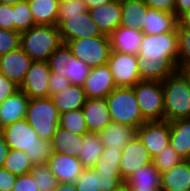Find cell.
<instances>
[{
  "label": "cell",
  "instance_id": "6da1fadb",
  "mask_svg": "<svg viewBox=\"0 0 190 191\" xmlns=\"http://www.w3.org/2000/svg\"><path fill=\"white\" fill-rule=\"evenodd\" d=\"M1 133L9 149L24 151L33 165L48 163L54 153L52 142L39 138L26 118L5 126Z\"/></svg>",
  "mask_w": 190,
  "mask_h": 191
},
{
  "label": "cell",
  "instance_id": "7a4b0ae2",
  "mask_svg": "<svg viewBox=\"0 0 190 191\" xmlns=\"http://www.w3.org/2000/svg\"><path fill=\"white\" fill-rule=\"evenodd\" d=\"M164 94V120L190 118V77L176 70L162 81Z\"/></svg>",
  "mask_w": 190,
  "mask_h": 191
},
{
  "label": "cell",
  "instance_id": "3957f363",
  "mask_svg": "<svg viewBox=\"0 0 190 191\" xmlns=\"http://www.w3.org/2000/svg\"><path fill=\"white\" fill-rule=\"evenodd\" d=\"M20 35V47L33 61H48L49 56L63 43L58 26L35 25Z\"/></svg>",
  "mask_w": 190,
  "mask_h": 191
},
{
  "label": "cell",
  "instance_id": "277c9868",
  "mask_svg": "<svg viewBox=\"0 0 190 191\" xmlns=\"http://www.w3.org/2000/svg\"><path fill=\"white\" fill-rule=\"evenodd\" d=\"M111 121L139 128L146 120L143 118L133 87H116L105 98Z\"/></svg>",
  "mask_w": 190,
  "mask_h": 191
},
{
  "label": "cell",
  "instance_id": "5b68a950",
  "mask_svg": "<svg viewBox=\"0 0 190 191\" xmlns=\"http://www.w3.org/2000/svg\"><path fill=\"white\" fill-rule=\"evenodd\" d=\"M59 116L52 99L47 97L30 99L25 118L39 138L51 141L59 126Z\"/></svg>",
  "mask_w": 190,
  "mask_h": 191
},
{
  "label": "cell",
  "instance_id": "8992f818",
  "mask_svg": "<svg viewBox=\"0 0 190 191\" xmlns=\"http://www.w3.org/2000/svg\"><path fill=\"white\" fill-rule=\"evenodd\" d=\"M137 57H144L153 64L175 63L178 60L177 31L158 35L144 34Z\"/></svg>",
  "mask_w": 190,
  "mask_h": 191
},
{
  "label": "cell",
  "instance_id": "52a82bcc",
  "mask_svg": "<svg viewBox=\"0 0 190 191\" xmlns=\"http://www.w3.org/2000/svg\"><path fill=\"white\" fill-rule=\"evenodd\" d=\"M51 72L67 78L72 85L83 87L91 68L77 59L67 44L62 43L48 58Z\"/></svg>",
  "mask_w": 190,
  "mask_h": 191
},
{
  "label": "cell",
  "instance_id": "ba28073f",
  "mask_svg": "<svg viewBox=\"0 0 190 191\" xmlns=\"http://www.w3.org/2000/svg\"><path fill=\"white\" fill-rule=\"evenodd\" d=\"M133 89L143 118L146 121L164 120L162 82L141 80Z\"/></svg>",
  "mask_w": 190,
  "mask_h": 191
},
{
  "label": "cell",
  "instance_id": "9c48e42d",
  "mask_svg": "<svg viewBox=\"0 0 190 191\" xmlns=\"http://www.w3.org/2000/svg\"><path fill=\"white\" fill-rule=\"evenodd\" d=\"M66 44L72 54L90 68L107 64L111 52L110 39L107 35L74 39Z\"/></svg>",
  "mask_w": 190,
  "mask_h": 191
},
{
  "label": "cell",
  "instance_id": "30bf717a",
  "mask_svg": "<svg viewBox=\"0 0 190 191\" xmlns=\"http://www.w3.org/2000/svg\"><path fill=\"white\" fill-rule=\"evenodd\" d=\"M116 87H133L140 79L137 55L111 51L107 62Z\"/></svg>",
  "mask_w": 190,
  "mask_h": 191
},
{
  "label": "cell",
  "instance_id": "8fae6325",
  "mask_svg": "<svg viewBox=\"0 0 190 191\" xmlns=\"http://www.w3.org/2000/svg\"><path fill=\"white\" fill-rule=\"evenodd\" d=\"M136 136L153 158L169 144L170 124L167 120L146 121L137 128Z\"/></svg>",
  "mask_w": 190,
  "mask_h": 191
},
{
  "label": "cell",
  "instance_id": "7c38bea8",
  "mask_svg": "<svg viewBox=\"0 0 190 191\" xmlns=\"http://www.w3.org/2000/svg\"><path fill=\"white\" fill-rule=\"evenodd\" d=\"M58 30L61 40L65 44L74 39L92 38L103 35L88 11L80 14V16H67V20H63L58 25Z\"/></svg>",
  "mask_w": 190,
  "mask_h": 191
},
{
  "label": "cell",
  "instance_id": "4fadbf2b",
  "mask_svg": "<svg viewBox=\"0 0 190 191\" xmlns=\"http://www.w3.org/2000/svg\"><path fill=\"white\" fill-rule=\"evenodd\" d=\"M50 74L51 70L47 61H33L19 89L30 99L47 98Z\"/></svg>",
  "mask_w": 190,
  "mask_h": 191
},
{
  "label": "cell",
  "instance_id": "5bb4252c",
  "mask_svg": "<svg viewBox=\"0 0 190 191\" xmlns=\"http://www.w3.org/2000/svg\"><path fill=\"white\" fill-rule=\"evenodd\" d=\"M152 163V157L142 142L135 136L122 148L120 173L125 182L138 168Z\"/></svg>",
  "mask_w": 190,
  "mask_h": 191
},
{
  "label": "cell",
  "instance_id": "9a60e30c",
  "mask_svg": "<svg viewBox=\"0 0 190 191\" xmlns=\"http://www.w3.org/2000/svg\"><path fill=\"white\" fill-rule=\"evenodd\" d=\"M33 60L21 47L0 55V73L21 86Z\"/></svg>",
  "mask_w": 190,
  "mask_h": 191
},
{
  "label": "cell",
  "instance_id": "2e32d148",
  "mask_svg": "<svg viewBox=\"0 0 190 191\" xmlns=\"http://www.w3.org/2000/svg\"><path fill=\"white\" fill-rule=\"evenodd\" d=\"M122 183L118 174H106L93 168H85L74 182L77 191H112Z\"/></svg>",
  "mask_w": 190,
  "mask_h": 191
},
{
  "label": "cell",
  "instance_id": "e0dca14e",
  "mask_svg": "<svg viewBox=\"0 0 190 191\" xmlns=\"http://www.w3.org/2000/svg\"><path fill=\"white\" fill-rule=\"evenodd\" d=\"M116 88L107 64L91 68L83 85L87 98H106Z\"/></svg>",
  "mask_w": 190,
  "mask_h": 191
},
{
  "label": "cell",
  "instance_id": "ac0fdd59",
  "mask_svg": "<svg viewBox=\"0 0 190 191\" xmlns=\"http://www.w3.org/2000/svg\"><path fill=\"white\" fill-rule=\"evenodd\" d=\"M58 183H74L85 169L82 162L70 155L54 152L47 163Z\"/></svg>",
  "mask_w": 190,
  "mask_h": 191
},
{
  "label": "cell",
  "instance_id": "d6986e66",
  "mask_svg": "<svg viewBox=\"0 0 190 191\" xmlns=\"http://www.w3.org/2000/svg\"><path fill=\"white\" fill-rule=\"evenodd\" d=\"M88 12L103 35L109 36L120 26L122 16L120 0H112Z\"/></svg>",
  "mask_w": 190,
  "mask_h": 191
},
{
  "label": "cell",
  "instance_id": "ffe728a7",
  "mask_svg": "<svg viewBox=\"0 0 190 191\" xmlns=\"http://www.w3.org/2000/svg\"><path fill=\"white\" fill-rule=\"evenodd\" d=\"M82 111L89 132L99 133L112 122L105 98H87Z\"/></svg>",
  "mask_w": 190,
  "mask_h": 191
},
{
  "label": "cell",
  "instance_id": "44dd1931",
  "mask_svg": "<svg viewBox=\"0 0 190 191\" xmlns=\"http://www.w3.org/2000/svg\"><path fill=\"white\" fill-rule=\"evenodd\" d=\"M143 35L141 30L118 26L109 35L111 51L138 55Z\"/></svg>",
  "mask_w": 190,
  "mask_h": 191
},
{
  "label": "cell",
  "instance_id": "7402d4cb",
  "mask_svg": "<svg viewBox=\"0 0 190 191\" xmlns=\"http://www.w3.org/2000/svg\"><path fill=\"white\" fill-rule=\"evenodd\" d=\"M30 98L18 90L0 104V129L26 117Z\"/></svg>",
  "mask_w": 190,
  "mask_h": 191
},
{
  "label": "cell",
  "instance_id": "603a6c76",
  "mask_svg": "<svg viewBox=\"0 0 190 191\" xmlns=\"http://www.w3.org/2000/svg\"><path fill=\"white\" fill-rule=\"evenodd\" d=\"M178 17L175 13L148 8L144 19V34L158 35L177 31Z\"/></svg>",
  "mask_w": 190,
  "mask_h": 191
},
{
  "label": "cell",
  "instance_id": "cb8c5ba5",
  "mask_svg": "<svg viewBox=\"0 0 190 191\" xmlns=\"http://www.w3.org/2000/svg\"><path fill=\"white\" fill-rule=\"evenodd\" d=\"M162 191H190V160H182L161 173Z\"/></svg>",
  "mask_w": 190,
  "mask_h": 191
},
{
  "label": "cell",
  "instance_id": "d4e9b609",
  "mask_svg": "<svg viewBox=\"0 0 190 191\" xmlns=\"http://www.w3.org/2000/svg\"><path fill=\"white\" fill-rule=\"evenodd\" d=\"M136 130L129 125L111 122L99 132V137L104 147L122 150L136 136Z\"/></svg>",
  "mask_w": 190,
  "mask_h": 191
},
{
  "label": "cell",
  "instance_id": "484cf974",
  "mask_svg": "<svg viewBox=\"0 0 190 191\" xmlns=\"http://www.w3.org/2000/svg\"><path fill=\"white\" fill-rule=\"evenodd\" d=\"M169 144L183 160H190V118L170 121Z\"/></svg>",
  "mask_w": 190,
  "mask_h": 191
},
{
  "label": "cell",
  "instance_id": "4316f807",
  "mask_svg": "<svg viewBox=\"0 0 190 191\" xmlns=\"http://www.w3.org/2000/svg\"><path fill=\"white\" fill-rule=\"evenodd\" d=\"M121 2V27L142 30L146 11L149 8L143 0H120Z\"/></svg>",
  "mask_w": 190,
  "mask_h": 191
},
{
  "label": "cell",
  "instance_id": "83f0119b",
  "mask_svg": "<svg viewBox=\"0 0 190 191\" xmlns=\"http://www.w3.org/2000/svg\"><path fill=\"white\" fill-rule=\"evenodd\" d=\"M50 98L59 114L82 108L87 100L83 87L76 85H71Z\"/></svg>",
  "mask_w": 190,
  "mask_h": 191
},
{
  "label": "cell",
  "instance_id": "f1b7e54d",
  "mask_svg": "<svg viewBox=\"0 0 190 191\" xmlns=\"http://www.w3.org/2000/svg\"><path fill=\"white\" fill-rule=\"evenodd\" d=\"M82 140L83 135H76L58 126L51 142L54 152L78 158Z\"/></svg>",
  "mask_w": 190,
  "mask_h": 191
},
{
  "label": "cell",
  "instance_id": "f546056e",
  "mask_svg": "<svg viewBox=\"0 0 190 191\" xmlns=\"http://www.w3.org/2000/svg\"><path fill=\"white\" fill-rule=\"evenodd\" d=\"M36 25L57 26L59 0H28Z\"/></svg>",
  "mask_w": 190,
  "mask_h": 191
},
{
  "label": "cell",
  "instance_id": "4dcf8cb0",
  "mask_svg": "<svg viewBox=\"0 0 190 191\" xmlns=\"http://www.w3.org/2000/svg\"><path fill=\"white\" fill-rule=\"evenodd\" d=\"M103 150L104 145L100 140L99 133L88 132L83 135L78 159L84 168H93Z\"/></svg>",
  "mask_w": 190,
  "mask_h": 191
},
{
  "label": "cell",
  "instance_id": "1f68e13d",
  "mask_svg": "<svg viewBox=\"0 0 190 191\" xmlns=\"http://www.w3.org/2000/svg\"><path fill=\"white\" fill-rule=\"evenodd\" d=\"M138 70L141 80L147 81H164L174 71L178 70L175 63H158L148 62L144 57H137Z\"/></svg>",
  "mask_w": 190,
  "mask_h": 191
},
{
  "label": "cell",
  "instance_id": "d6a6232c",
  "mask_svg": "<svg viewBox=\"0 0 190 191\" xmlns=\"http://www.w3.org/2000/svg\"><path fill=\"white\" fill-rule=\"evenodd\" d=\"M161 173L152 163L138 168L125 183L128 188H161Z\"/></svg>",
  "mask_w": 190,
  "mask_h": 191
},
{
  "label": "cell",
  "instance_id": "836d02e7",
  "mask_svg": "<svg viewBox=\"0 0 190 191\" xmlns=\"http://www.w3.org/2000/svg\"><path fill=\"white\" fill-rule=\"evenodd\" d=\"M122 155L121 149H112L104 147L101 156L97 159L93 169L106 174H118L120 173V158Z\"/></svg>",
  "mask_w": 190,
  "mask_h": 191
},
{
  "label": "cell",
  "instance_id": "e575fe53",
  "mask_svg": "<svg viewBox=\"0 0 190 191\" xmlns=\"http://www.w3.org/2000/svg\"><path fill=\"white\" fill-rule=\"evenodd\" d=\"M59 127L72 131L76 135H84L89 132L82 108L61 113Z\"/></svg>",
  "mask_w": 190,
  "mask_h": 191
},
{
  "label": "cell",
  "instance_id": "d590c367",
  "mask_svg": "<svg viewBox=\"0 0 190 191\" xmlns=\"http://www.w3.org/2000/svg\"><path fill=\"white\" fill-rule=\"evenodd\" d=\"M3 168L15 176H20L29 173L33 168V163L24 151L9 149Z\"/></svg>",
  "mask_w": 190,
  "mask_h": 191
},
{
  "label": "cell",
  "instance_id": "8d00e7d4",
  "mask_svg": "<svg viewBox=\"0 0 190 191\" xmlns=\"http://www.w3.org/2000/svg\"><path fill=\"white\" fill-rule=\"evenodd\" d=\"M14 31L22 33L35 26L34 17L30 10L28 0L13 5Z\"/></svg>",
  "mask_w": 190,
  "mask_h": 191
},
{
  "label": "cell",
  "instance_id": "74e56055",
  "mask_svg": "<svg viewBox=\"0 0 190 191\" xmlns=\"http://www.w3.org/2000/svg\"><path fill=\"white\" fill-rule=\"evenodd\" d=\"M30 173L35 179L40 191H53L58 185L57 178L47 163L34 164Z\"/></svg>",
  "mask_w": 190,
  "mask_h": 191
},
{
  "label": "cell",
  "instance_id": "f35d334b",
  "mask_svg": "<svg viewBox=\"0 0 190 191\" xmlns=\"http://www.w3.org/2000/svg\"><path fill=\"white\" fill-rule=\"evenodd\" d=\"M178 60L177 68L185 71L190 68V30L177 26Z\"/></svg>",
  "mask_w": 190,
  "mask_h": 191
},
{
  "label": "cell",
  "instance_id": "ab89813d",
  "mask_svg": "<svg viewBox=\"0 0 190 191\" xmlns=\"http://www.w3.org/2000/svg\"><path fill=\"white\" fill-rule=\"evenodd\" d=\"M182 160V157L178 155L176 150L168 144L159 154L152 158V164L160 173H163Z\"/></svg>",
  "mask_w": 190,
  "mask_h": 191
},
{
  "label": "cell",
  "instance_id": "60d3db41",
  "mask_svg": "<svg viewBox=\"0 0 190 191\" xmlns=\"http://www.w3.org/2000/svg\"><path fill=\"white\" fill-rule=\"evenodd\" d=\"M88 11L87 4L84 0H62L59 1L57 13V26L67 20V16H80Z\"/></svg>",
  "mask_w": 190,
  "mask_h": 191
},
{
  "label": "cell",
  "instance_id": "b9f144b4",
  "mask_svg": "<svg viewBox=\"0 0 190 191\" xmlns=\"http://www.w3.org/2000/svg\"><path fill=\"white\" fill-rule=\"evenodd\" d=\"M21 35L17 31L0 29V55L20 47Z\"/></svg>",
  "mask_w": 190,
  "mask_h": 191
},
{
  "label": "cell",
  "instance_id": "7bdbcfd3",
  "mask_svg": "<svg viewBox=\"0 0 190 191\" xmlns=\"http://www.w3.org/2000/svg\"><path fill=\"white\" fill-rule=\"evenodd\" d=\"M0 29L14 31L12 5L0 3Z\"/></svg>",
  "mask_w": 190,
  "mask_h": 191
},
{
  "label": "cell",
  "instance_id": "ee69618b",
  "mask_svg": "<svg viewBox=\"0 0 190 191\" xmlns=\"http://www.w3.org/2000/svg\"><path fill=\"white\" fill-rule=\"evenodd\" d=\"M12 191H40L32 174L26 173L17 176Z\"/></svg>",
  "mask_w": 190,
  "mask_h": 191
},
{
  "label": "cell",
  "instance_id": "f6af8a7d",
  "mask_svg": "<svg viewBox=\"0 0 190 191\" xmlns=\"http://www.w3.org/2000/svg\"><path fill=\"white\" fill-rule=\"evenodd\" d=\"M71 82L57 73L51 72L49 76V97L71 86Z\"/></svg>",
  "mask_w": 190,
  "mask_h": 191
},
{
  "label": "cell",
  "instance_id": "bcb514c9",
  "mask_svg": "<svg viewBox=\"0 0 190 191\" xmlns=\"http://www.w3.org/2000/svg\"><path fill=\"white\" fill-rule=\"evenodd\" d=\"M18 90L19 86L0 73V104Z\"/></svg>",
  "mask_w": 190,
  "mask_h": 191
},
{
  "label": "cell",
  "instance_id": "7dc6e473",
  "mask_svg": "<svg viewBox=\"0 0 190 191\" xmlns=\"http://www.w3.org/2000/svg\"><path fill=\"white\" fill-rule=\"evenodd\" d=\"M151 9L175 13V0H143Z\"/></svg>",
  "mask_w": 190,
  "mask_h": 191
},
{
  "label": "cell",
  "instance_id": "c3c4849f",
  "mask_svg": "<svg viewBox=\"0 0 190 191\" xmlns=\"http://www.w3.org/2000/svg\"><path fill=\"white\" fill-rule=\"evenodd\" d=\"M17 176L5 168H0V191H12Z\"/></svg>",
  "mask_w": 190,
  "mask_h": 191
},
{
  "label": "cell",
  "instance_id": "681fc988",
  "mask_svg": "<svg viewBox=\"0 0 190 191\" xmlns=\"http://www.w3.org/2000/svg\"><path fill=\"white\" fill-rule=\"evenodd\" d=\"M9 151L4 135L0 132V168H3L5 159Z\"/></svg>",
  "mask_w": 190,
  "mask_h": 191
},
{
  "label": "cell",
  "instance_id": "f907efd6",
  "mask_svg": "<svg viewBox=\"0 0 190 191\" xmlns=\"http://www.w3.org/2000/svg\"><path fill=\"white\" fill-rule=\"evenodd\" d=\"M187 10H190V0H175V14L177 17Z\"/></svg>",
  "mask_w": 190,
  "mask_h": 191
},
{
  "label": "cell",
  "instance_id": "816d5d0a",
  "mask_svg": "<svg viewBox=\"0 0 190 191\" xmlns=\"http://www.w3.org/2000/svg\"><path fill=\"white\" fill-rule=\"evenodd\" d=\"M178 25L190 30V10H187L178 17Z\"/></svg>",
  "mask_w": 190,
  "mask_h": 191
},
{
  "label": "cell",
  "instance_id": "f5cc1de1",
  "mask_svg": "<svg viewBox=\"0 0 190 191\" xmlns=\"http://www.w3.org/2000/svg\"><path fill=\"white\" fill-rule=\"evenodd\" d=\"M53 191H77L74 183H58Z\"/></svg>",
  "mask_w": 190,
  "mask_h": 191
},
{
  "label": "cell",
  "instance_id": "db71d44e",
  "mask_svg": "<svg viewBox=\"0 0 190 191\" xmlns=\"http://www.w3.org/2000/svg\"><path fill=\"white\" fill-rule=\"evenodd\" d=\"M84 1L87 4L88 10H91L93 8L100 7L112 0H84Z\"/></svg>",
  "mask_w": 190,
  "mask_h": 191
},
{
  "label": "cell",
  "instance_id": "11a10c76",
  "mask_svg": "<svg viewBox=\"0 0 190 191\" xmlns=\"http://www.w3.org/2000/svg\"><path fill=\"white\" fill-rule=\"evenodd\" d=\"M129 191H162L161 188H129Z\"/></svg>",
  "mask_w": 190,
  "mask_h": 191
},
{
  "label": "cell",
  "instance_id": "9f6ffc18",
  "mask_svg": "<svg viewBox=\"0 0 190 191\" xmlns=\"http://www.w3.org/2000/svg\"><path fill=\"white\" fill-rule=\"evenodd\" d=\"M20 1H23V0H0V3L8 4V5L13 6V5L17 4Z\"/></svg>",
  "mask_w": 190,
  "mask_h": 191
},
{
  "label": "cell",
  "instance_id": "6f0895ef",
  "mask_svg": "<svg viewBox=\"0 0 190 191\" xmlns=\"http://www.w3.org/2000/svg\"><path fill=\"white\" fill-rule=\"evenodd\" d=\"M112 191H129L128 185L124 182L118 188Z\"/></svg>",
  "mask_w": 190,
  "mask_h": 191
},
{
  "label": "cell",
  "instance_id": "680465c9",
  "mask_svg": "<svg viewBox=\"0 0 190 191\" xmlns=\"http://www.w3.org/2000/svg\"><path fill=\"white\" fill-rule=\"evenodd\" d=\"M185 72L187 73V75L190 77V68L186 69Z\"/></svg>",
  "mask_w": 190,
  "mask_h": 191
}]
</instances>
